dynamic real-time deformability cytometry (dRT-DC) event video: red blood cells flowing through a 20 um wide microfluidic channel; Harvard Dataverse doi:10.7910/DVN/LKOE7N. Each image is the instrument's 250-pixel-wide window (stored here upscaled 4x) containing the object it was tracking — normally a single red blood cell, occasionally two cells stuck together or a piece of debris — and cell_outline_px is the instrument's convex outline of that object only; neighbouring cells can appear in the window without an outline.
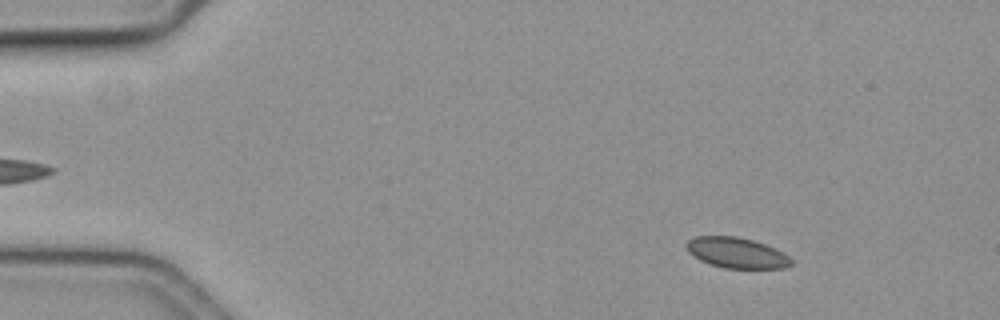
{"species": "common noctule bat (a hibernating species)", "species_latin": "Nyctalus noctula", "temperature_condition": "cold", "stored_images_in_passage": 22, "camera_frame_rate_fps": 3000, "um_per_image_px": 0.085, "animal": {"sex": "female", "body_mass_g": 19.3, "forearm_length_mm": 54.1}, "frame": {"image": 1, "passage_image": 8, "time_ms": 2.333, "image_size_px": [1000, 320], "cell_outline_px": [[792, 264], [784, 268], [724, 268], [708, 264], [700, 260], [688, 252], [684, 244], [688, 240], [696, 236], [736, 236], [752, 240], [776, 248], [784, 252], [792, 260]], "centroid_in_image_um": [62.59, 21.49], "position_along_channel_um": 22.4, "area_um2": 18.79}}
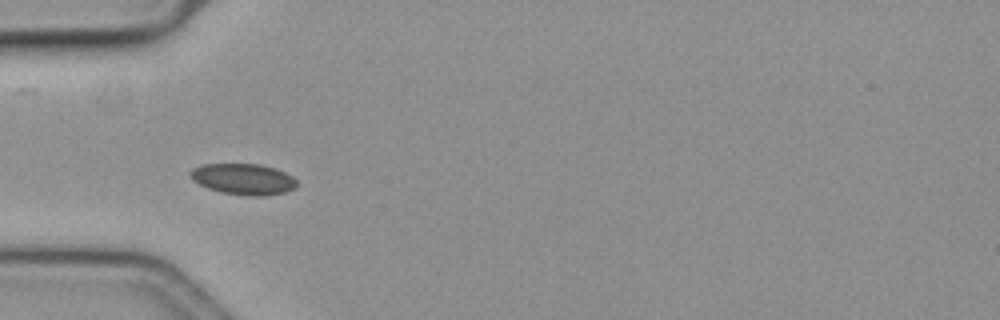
{"frame": {"image": 2, "passage_image": 19, "time_ms": 6.0, "image_size_px": [1000, 320], "cell_outline_px": [[296, 188], [284, 192], [264, 196], [248, 196], [220, 192], [208, 188], [192, 180], [188, 176], [188, 172], [192, 168], [204, 164], [260, 164], [276, 168], [292, 176], [296, 180]], "centroid_in_image_um": [20.66, 15.22], "position_along_channel_um": 64.3, "area_um2": 19.42}}